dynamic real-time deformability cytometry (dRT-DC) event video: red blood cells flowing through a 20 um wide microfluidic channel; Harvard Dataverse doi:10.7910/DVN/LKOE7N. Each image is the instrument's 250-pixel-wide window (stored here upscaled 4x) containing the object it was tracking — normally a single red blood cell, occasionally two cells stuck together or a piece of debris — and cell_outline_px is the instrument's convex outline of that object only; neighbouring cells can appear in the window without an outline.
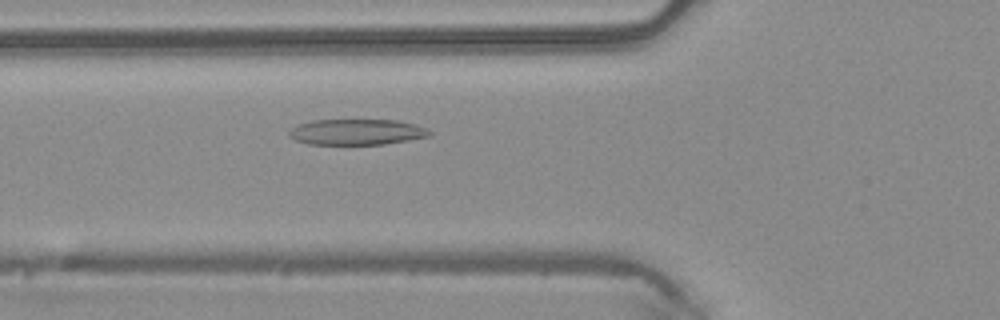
{"species": "common noctule bat (a hibernating species)", "species_latin": "Nyctalus noctula", "temperature_condition": "warm", "stored_images_in_passage": 49, "camera_frame_rate_fps": 3000, "um_per_image_px": 0.085, "animal": {"sex": "male", "body_mass_g": 20.4}, "frame": {"image": 1, "passage_image": 17, "time_ms": 5.333, "image_size_px": [1000, 320], "cell_outline_px": [[432, 132], [428, 136], [408, 140], [384, 144], [308, 144], [296, 140], [288, 136], [288, 132], [296, 124], [312, 120], [396, 120], [428, 128]], "centroid_in_image_um": [30.28, 11.21], "position_along_channel_um": 95.5, "area_um2": 21.04}}
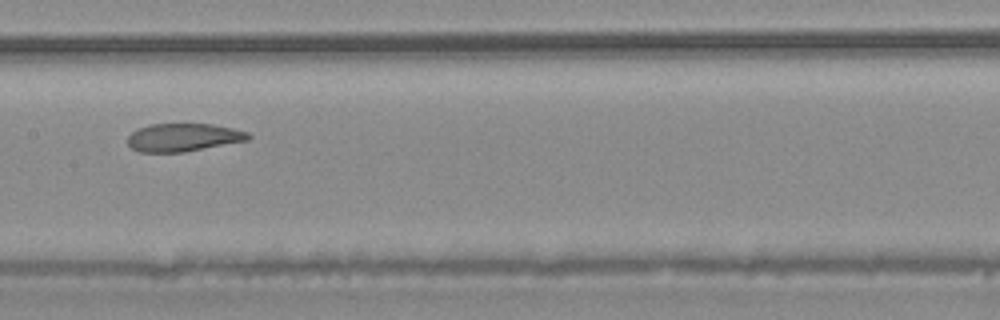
{"frame": {"image": 2, "passage_image": 24, "time_ms": 7.667, "image_size_px": [1000, 320], "cell_outline_px": [[252, 136], [248, 140], [184, 152], [140, 152], [132, 148], [128, 144], [128, 136], [132, 132], [148, 124], [212, 124], [232, 128], [248, 132]], "centroid_in_image_um": [15.58, 11.68], "position_along_channel_um": 191.8, "area_um2": 19.59}}
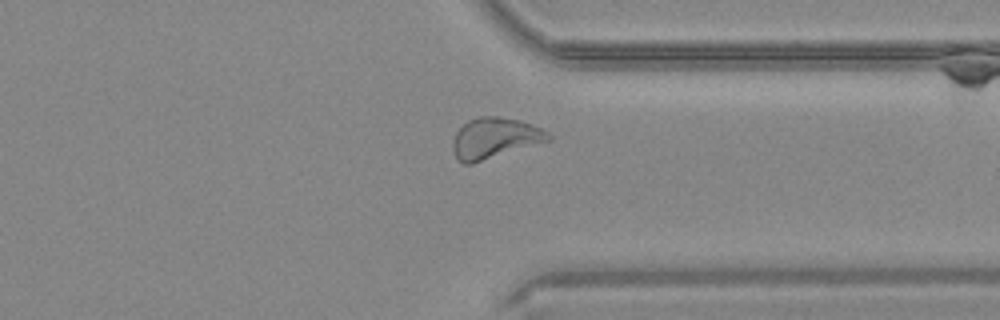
{"frame": {"image": 3, "passage_image": 37, "time_ms": 12.0, "image_size_px": [1000, 320], "cell_outline_px": [[552, 140], [472, 164], [464, 164], [456, 156], [452, 148], [452, 140], [456, 132], [468, 120], [480, 116], [500, 116], [520, 120], [532, 124], [548, 132], [552, 136]], "centroid_in_image_um": [42.07, 11.74], "position_along_channel_um": 369.3, "area_um2": 22.83}, "authors_computed_cell_mechanics": {"area_um2": 22.4264, "velocity_mm_per_s": 4.1123, "shape_relaxation_time_tau1_ms": 4.2665, "shape_relaxation_time_tau2_ms": 1.7808, "deformation_change_tau1": 0.1479, "deformation_change_tau2": 0.0823}}